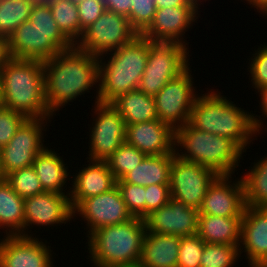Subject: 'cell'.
I'll list each match as a JSON object with an SVG mask.
<instances>
[{
  "instance_id": "6da1fadb",
  "label": "cell",
  "mask_w": 267,
  "mask_h": 267,
  "mask_svg": "<svg viewBox=\"0 0 267 267\" xmlns=\"http://www.w3.org/2000/svg\"><path fill=\"white\" fill-rule=\"evenodd\" d=\"M45 100L49 111L55 116L76 98L90 90L96 91L98 101L99 60L95 55L83 52L75 46L62 51L43 62ZM96 86V87H95ZM96 88V90L94 89ZM80 95V97H79Z\"/></svg>"
},
{
  "instance_id": "7a4b0ae2",
  "label": "cell",
  "mask_w": 267,
  "mask_h": 267,
  "mask_svg": "<svg viewBox=\"0 0 267 267\" xmlns=\"http://www.w3.org/2000/svg\"><path fill=\"white\" fill-rule=\"evenodd\" d=\"M209 90L204 94L202 90L196 98L188 123L200 131L231 139L246 153L259 136L253 113L238 107L218 89Z\"/></svg>"
},
{
  "instance_id": "3957f363",
  "label": "cell",
  "mask_w": 267,
  "mask_h": 267,
  "mask_svg": "<svg viewBox=\"0 0 267 267\" xmlns=\"http://www.w3.org/2000/svg\"><path fill=\"white\" fill-rule=\"evenodd\" d=\"M2 106L27 119H54L45 100L43 62L11 58L0 72Z\"/></svg>"
},
{
  "instance_id": "277c9868",
  "label": "cell",
  "mask_w": 267,
  "mask_h": 267,
  "mask_svg": "<svg viewBox=\"0 0 267 267\" xmlns=\"http://www.w3.org/2000/svg\"><path fill=\"white\" fill-rule=\"evenodd\" d=\"M106 54L98 57L99 103H111L118 96L138 89L149 54V39L138 34L130 43Z\"/></svg>"
},
{
  "instance_id": "5b68a950",
  "label": "cell",
  "mask_w": 267,
  "mask_h": 267,
  "mask_svg": "<svg viewBox=\"0 0 267 267\" xmlns=\"http://www.w3.org/2000/svg\"><path fill=\"white\" fill-rule=\"evenodd\" d=\"M145 233L144 219L139 217L98 228L86 239L90 266L137 267Z\"/></svg>"
},
{
  "instance_id": "8992f818",
  "label": "cell",
  "mask_w": 267,
  "mask_h": 267,
  "mask_svg": "<svg viewBox=\"0 0 267 267\" xmlns=\"http://www.w3.org/2000/svg\"><path fill=\"white\" fill-rule=\"evenodd\" d=\"M175 154L214 170L218 175H234L244 151L231 139L200 131L189 123L175 130Z\"/></svg>"
},
{
  "instance_id": "52a82bcc",
  "label": "cell",
  "mask_w": 267,
  "mask_h": 267,
  "mask_svg": "<svg viewBox=\"0 0 267 267\" xmlns=\"http://www.w3.org/2000/svg\"><path fill=\"white\" fill-rule=\"evenodd\" d=\"M188 49L180 42L149 39V54L138 89L146 95L155 96L190 66Z\"/></svg>"
},
{
  "instance_id": "ba28073f",
  "label": "cell",
  "mask_w": 267,
  "mask_h": 267,
  "mask_svg": "<svg viewBox=\"0 0 267 267\" xmlns=\"http://www.w3.org/2000/svg\"><path fill=\"white\" fill-rule=\"evenodd\" d=\"M11 58L46 61L74 44L61 32L37 29L30 20L8 37Z\"/></svg>"
},
{
  "instance_id": "9c48e42d",
  "label": "cell",
  "mask_w": 267,
  "mask_h": 267,
  "mask_svg": "<svg viewBox=\"0 0 267 267\" xmlns=\"http://www.w3.org/2000/svg\"><path fill=\"white\" fill-rule=\"evenodd\" d=\"M193 79L189 66L154 96L158 120L174 131L189 122L195 100L201 94L196 90Z\"/></svg>"
},
{
  "instance_id": "30bf717a",
  "label": "cell",
  "mask_w": 267,
  "mask_h": 267,
  "mask_svg": "<svg viewBox=\"0 0 267 267\" xmlns=\"http://www.w3.org/2000/svg\"><path fill=\"white\" fill-rule=\"evenodd\" d=\"M138 33L124 15L105 10L101 16L83 31L74 45L83 52L99 57L130 43Z\"/></svg>"
},
{
  "instance_id": "8fae6325",
  "label": "cell",
  "mask_w": 267,
  "mask_h": 267,
  "mask_svg": "<svg viewBox=\"0 0 267 267\" xmlns=\"http://www.w3.org/2000/svg\"><path fill=\"white\" fill-rule=\"evenodd\" d=\"M94 111L89 125V151L86 159L105 161L126 139V123L110 103H92ZM96 117V118H95Z\"/></svg>"
},
{
  "instance_id": "7c38bea8",
  "label": "cell",
  "mask_w": 267,
  "mask_h": 267,
  "mask_svg": "<svg viewBox=\"0 0 267 267\" xmlns=\"http://www.w3.org/2000/svg\"><path fill=\"white\" fill-rule=\"evenodd\" d=\"M51 121L26 119L22 123L12 139L1 148L2 179L15 170L33 165L36 156L46 147L44 138Z\"/></svg>"
},
{
  "instance_id": "4fadbf2b",
  "label": "cell",
  "mask_w": 267,
  "mask_h": 267,
  "mask_svg": "<svg viewBox=\"0 0 267 267\" xmlns=\"http://www.w3.org/2000/svg\"><path fill=\"white\" fill-rule=\"evenodd\" d=\"M217 176L211 168L175 155L170 169V195L187 207L198 210L209 185Z\"/></svg>"
},
{
  "instance_id": "5bb4252c",
  "label": "cell",
  "mask_w": 267,
  "mask_h": 267,
  "mask_svg": "<svg viewBox=\"0 0 267 267\" xmlns=\"http://www.w3.org/2000/svg\"><path fill=\"white\" fill-rule=\"evenodd\" d=\"M81 217L86 223L88 237L98 228L116 225L132 219L117 185L111 190L82 200L73 209V219Z\"/></svg>"
},
{
  "instance_id": "9a60e30c",
  "label": "cell",
  "mask_w": 267,
  "mask_h": 267,
  "mask_svg": "<svg viewBox=\"0 0 267 267\" xmlns=\"http://www.w3.org/2000/svg\"><path fill=\"white\" fill-rule=\"evenodd\" d=\"M73 220V209L69 195L55 192H43L24 198V236H34L33 226L38 229H51ZM33 225V226H32ZM31 226V227H30ZM32 231V232H31ZM31 233V234H30Z\"/></svg>"
},
{
  "instance_id": "2e32d148",
  "label": "cell",
  "mask_w": 267,
  "mask_h": 267,
  "mask_svg": "<svg viewBox=\"0 0 267 267\" xmlns=\"http://www.w3.org/2000/svg\"><path fill=\"white\" fill-rule=\"evenodd\" d=\"M0 267H54V252L39 236L2 235ZM44 240V242H43Z\"/></svg>"
},
{
  "instance_id": "e0dca14e",
  "label": "cell",
  "mask_w": 267,
  "mask_h": 267,
  "mask_svg": "<svg viewBox=\"0 0 267 267\" xmlns=\"http://www.w3.org/2000/svg\"><path fill=\"white\" fill-rule=\"evenodd\" d=\"M233 179L232 175H218L214 179L198 209L199 214L243 217L244 187L240 177Z\"/></svg>"
},
{
  "instance_id": "ac0fdd59",
  "label": "cell",
  "mask_w": 267,
  "mask_h": 267,
  "mask_svg": "<svg viewBox=\"0 0 267 267\" xmlns=\"http://www.w3.org/2000/svg\"><path fill=\"white\" fill-rule=\"evenodd\" d=\"M199 9L200 6L157 8L152 23L141 35L150 40L180 42L189 47L183 36L197 23L201 15Z\"/></svg>"
},
{
  "instance_id": "d6986e66",
  "label": "cell",
  "mask_w": 267,
  "mask_h": 267,
  "mask_svg": "<svg viewBox=\"0 0 267 267\" xmlns=\"http://www.w3.org/2000/svg\"><path fill=\"white\" fill-rule=\"evenodd\" d=\"M198 217L197 209L170 197L167 204L147 215L144 222L148 232L184 237L197 234Z\"/></svg>"
},
{
  "instance_id": "ffe728a7",
  "label": "cell",
  "mask_w": 267,
  "mask_h": 267,
  "mask_svg": "<svg viewBox=\"0 0 267 267\" xmlns=\"http://www.w3.org/2000/svg\"><path fill=\"white\" fill-rule=\"evenodd\" d=\"M242 253H245L249 267H261L267 262V207H245L241 222L240 258Z\"/></svg>"
},
{
  "instance_id": "44dd1931",
  "label": "cell",
  "mask_w": 267,
  "mask_h": 267,
  "mask_svg": "<svg viewBox=\"0 0 267 267\" xmlns=\"http://www.w3.org/2000/svg\"><path fill=\"white\" fill-rule=\"evenodd\" d=\"M87 163L89 164L86 165L85 161L83 167L74 170L76 173H71L73 175L69 197L72 209L86 198L111 190L117 183L106 161L87 159Z\"/></svg>"
},
{
  "instance_id": "7402d4cb",
  "label": "cell",
  "mask_w": 267,
  "mask_h": 267,
  "mask_svg": "<svg viewBox=\"0 0 267 267\" xmlns=\"http://www.w3.org/2000/svg\"><path fill=\"white\" fill-rule=\"evenodd\" d=\"M175 131L159 120L126 125L125 142L146 155L175 153Z\"/></svg>"
},
{
  "instance_id": "603a6c76",
  "label": "cell",
  "mask_w": 267,
  "mask_h": 267,
  "mask_svg": "<svg viewBox=\"0 0 267 267\" xmlns=\"http://www.w3.org/2000/svg\"><path fill=\"white\" fill-rule=\"evenodd\" d=\"M63 157L55 149L46 146L34 159L32 166L45 192L70 195L71 186H67L70 184L68 180L71 181V171L68 169L70 164L65 163Z\"/></svg>"
},
{
  "instance_id": "cb8c5ba5",
  "label": "cell",
  "mask_w": 267,
  "mask_h": 267,
  "mask_svg": "<svg viewBox=\"0 0 267 267\" xmlns=\"http://www.w3.org/2000/svg\"><path fill=\"white\" fill-rule=\"evenodd\" d=\"M180 237L146 231L138 267H177Z\"/></svg>"
},
{
  "instance_id": "d4e9b609",
  "label": "cell",
  "mask_w": 267,
  "mask_h": 267,
  "mask_svg": "<svg viewBox=\"0 0 267 267\" xmlns=\"http://www.w3.org/2000/svg\"><path fill=\"white\" fill-rule=\"evenodd\" d=\"M242 217L199 214L197 235L205 243L239 246Z\"/></svg>"
},
{
  "instance_id": "484cf974",
  "label": "cell",
  "mask_w": 267,
  "mask_h": 267,
  "mask_svg": "<svg viewBox=\"0 0 267 267\" xmlns=\"http://www.w3.org/2000/svg\"><path fill=\"white\" fill-rule=\"evenodd\" d=\"M175 155V153L147 155L117 183H131L143 187L152 184H170V169Z\"/></svg>"
},
{
  "instance_id": "4316f807",
  "label": "cell",
  "mask_w": 267,
  "mask_h": 267,
  "mask_svg": "<svg viewBox=\"0 0 267 267\" xmlns=\"http://www.w3.org/2000/svg\"><path fill=\"white\" fill-rule=\"evenodd\" d=\"M110 104L120 113L126 125L158 120L154 96L139 89L118 96Z\"/></svg>"
},
{
  "instance_id": "83f0119b",
  "label": "cell",
  "mask_w": 267,
  "mask_h": 267,
  "mask_svg": "<svg viewBox=\"0 0 267 267\" xmlns=\"http://www.w3.org/2000/svg\"><path fill=\"white\" fill-rule=\"evenodd\" d=\"M0 229L4 235H24V198L0 179Z\"/></svg>"
},
{
  "instance_id": "f1b7e54d",
  "label": "cell",
  "mask_w": 267,
  "mask_h": 267,
  "mask_svg": "<svg viewBox=\"0 0 267 267\" xmlns=\"http://www.w3.org/2000/svg\"><path fill=\"white\" fill-rule=\"evenodd\" d=\"M261 157L240 175L245 204L249 207H267V154Z\"/></svg>"
},
{
  "instance_id": "f546056e",
  "label": "cell",
  "mask_w": 267,
  "mask_h": 267,
  "mask_svg": "<svg viewBox=\"0 0 267 267\" xmlns=\"http://www.w3.org/2000/svg\"><path fill=\"white\" fill-rule=\"evenodd\" d=\"M61 32L75 45L81 38L76 0H44Z\"/></svg>"
},
{
  "instance_id": "4dcf8cb0",
  "label": "cell",
  "mask_w": 267,
  "mask_h": 267,
  "mask_svg": "<svg viewBox=\"0 0 267 267\" xmlns=\"http://www.w3.org/2000/svg\"><path fill=\"white\" fill-rule=\"evenodd\" d=\"M37 0H0V36L8 38L22 23L28 21Z\"/></svg>"
},
{
  "instance_id": "1f68e13d",
  "label": "cell",
  "mask_w": 267,
  "mask_h": 267,
  "mask_svg": "<svg viewBox=\"0 0 267 267\" xmlns=\"http://www.w3.org/2000/svg\"><path fill=\"white\" fill-rule=\"evenodd\" d=\"M146 156L145 153L139 151L136 147L124 142L105 161L116 181H119L140 164Z\"/></svg>"
},
{
  "instance_id": "d6a6232c",
  "label": "cell",
  "mask_w": 267,
  "mask_h": 267,
  "mask_svg": "<svg viewBox=\"0 0 267 267\" xmlns=\"http://www.w3.org/2000/svg\"><path fill=\"white\" fill-rule=\"evenodd\" d=\"M239 259V246L205 243L200 267H234Z\"/></svg>"
},
{
  "instance_id": "836d02e7",
  "label": "cell",
  "mask_w": 267,
  "mask_h": 267,
  "mask_svg": "<svg viewBox=\"0 0 267 267\" xmlns=\"http://www.w3.org/2000/svg\"><path fill=\"white\" fill-rule=\"evenodd\" d=\"M5 180L22 198L45 192L33 166L25 167L9 173Z\"/></svg>"
},
{
  "instance_id": "e575fe53",
  "label": "cell",
  "mask_w": 267,
  "mask_h": 267,
  "mask_svg": "<svg viewBox=\"0 0 267 267\" xmlns=\"http://www.w3.org/2000/svg\"><path fill=\"white\" fill-rule=\"evenodd\" d=\"M204 245L197 234L180 237L177 267H200Z\"/></svg>"
},
{
  "instance_id": "d590c367",
  "label": "cell",
  "mask_w": 267,
  "mask_h": 267,
  "mask_svg": "<svg viewBox=\"0 0 267 267\" xmlns=\"http://www.w3.org/2000/svg\"><path fill=\"white\" fill-rule=\"evenodd\" d=\"M255 51V52H254ZM249 81L255 92L267 87V43L260 44L258 49L253 50V54L248 59Z\"/></svg>"
},
{
  "instance_id": "8d00e7d4",
  "label": "cell",
  "mask_w": 267,
  "mask_h": 267,
  "mask_svg": "<svg viewBox=\"0 0 267 267\" xmlns=\"http://www.w3.org/2000/svg\"><path fill=\"white\" fill-rule=\"evenodd\" d=\"M156 9L155 0H132L128 17L131 27L141 35L152 23Z\"/></svg>"
},
{
  "instance_id": "74e56055",
  "label": "cell",
  "mask_w": 267,
  "mask_h": 267,
  "mask_svg": "<svg viewBox=\"0 0 267 267\" xmlns=\"http://www.w3.org/2000/svg\"><path fill=\"white\" fill-rule=\"evenodd\" d=\"M128 211L133 217L145 218V187L131 183H116Z\"/></svg>"
},
{
  "instance_id": "f35d334b",
  "label": "cell",
  "mask_w": 267,
  "mask_h": 267,
  "mask_svg": "<svg viewBox=\"0 0 267 267\" xmlns=\"http://www.w3.org/2000/svg\"><path fill=\"white\" fill-rule=\"evenodd\" d=\"M26 119L23 114L0 106V148L12 139L17 129Z\"/></svg>"
},
{
  "instance_id": "ab89813d",
  "label": "cell",
  "mask_w": 267,
  "mask_h": 267,
  "mask_svg": "<svg viewBox=\"0 0 267 267\" xmlns=\"http://www.w3.org/2000/svg\"><path fill=\"white\" fill-rule=\"evenodd\" d=\"M76 5L82 36L83 31L93 24L106 10V6L103 0H76Z\"/></svg>"
},
{
  "instance_id": "60d3db41",
  "label": "cell",
  "mask_w": 267,
  "mask_h": 267,
  "mask_svg": "<svg viewBox=\"0 0 267 267\" xmlns=\"http://www.w3.org/2000/svg\"><path fill=\"white\" fill-rule=\"evenodd\" d=\"M170 184H152L145 187V217L167 204L170 195Z\"/></svg>"
},
{
  "instance_id": "b9f144b4",
  "label": "cell",
  "mask_w": 267,
  "mask_h": 267,
  "mask_svg": "<svg viewBox=\"0 0 267 267\" xmlns=\"http://www.w3.org/2000/svg\"><path fill=\"white\" fill-rule=\"evenodd\" d=\"M29 20L37 29L61 31L52 16L49 5L44 0L35 2Z\"/></svg>"
},
{
  "instance_id": "7bdbcfd3",
  "label": "cell",
  "mask_w": 267,
  "mask_h": 267,
  "mask_svg": "<svg viewBox=\"0 0 267 267\" xmlns=\"http://www.w3.org/2000/svg\"><path fill=\"white\" fill-rule=\"evenodd\" d=\"M258 94V97H260L259 101V109L261 110L259 113H262L261 115H255L252 114L253 123L255 128L259 131L262 126H264V121L267 119V87L263 89H259L256 91ZM264 116V117H261Z\"/></svg>"
},
{
  "instance_id": "ee69618b",
  "label": "cell",
  "mask_w": 267,
  "mask_h": 267,
  "mask_svg": "<svg viewBox=\"0 0 267 267\" xmlns=\"http://www.w3.org/2000/svg\"><path fill=\"white\" fill-rule=\"evenodd\" d=\"M106 10L129 17L132 0H103Z\"/></svg>"
},
{
  "instance_id": "f6af8a7d",
  "label": "cell",
  "mask_w": 267,
  "mask_h": 267,
  "mask_svg": "<svg viewBox=\"0 0 267 267\" xmlns=\"http://www.w3.org/2000/svg\"><path fill=\"white\" fill-rule=\"evenodd\" d=\"M156 8L178 7V6H200L198 0H155Z\"/></svg>"
},
{
  "instance_id": "bcb514c9",
  "label": "cell",
  "mask_w": 267,
  "mask_h": 267,
  "mask_svg": "<svg viewBox=\"0 0 267 267\" xmlns=\"http://www.w3.org/2000/svg\"><path fill=\"white\" fill-rule=\"evenodd\" d=\"M10 59L11 55L9 52L8 38L0 36V72Z\"/></svg>"
},
{
  "instance_id": "7dc6e473",
  "label": "cell",
  "mask_w": 267,
  "mask_h": 267,
  "mask_svg": "<svg viewBox=\"0 0 267 267\" xmlns=\"http://www.w3.org/2000/svg\"><path fill=\"white\" fill-rule=\"evenodd\" d=\"M246 1L251 7H254L255 11L257 10L258 13H261L263 9L267 7V0H241Z\"/></svg>"
},
{
  "instance_id": "c3c4849f",
  "label": "cell",
  "mask_w": 267,
  "mask_h": 267,
  "mask_svg": "<svg viewBox=\"0 0 267 267\" xmlns=\"http://www.w3.org/2000/svg\"><path fill=\"white\" fill-rule=\"evenodd\" d=\"M266 125H267V123H266ZM266 125L261 127V129L258 131V135H260V134L263 135L262 132H267V126ZM263 129H264V131H263Z\"/></svg>"
},
{
  "instance_id": "681fc988",
  "label": "cell",
  "mask_w": 267,
  "mask_h": 267,
  "mask_svg": "<svg viewBox=\"0 0 267 267\" xmlns=\"http://www.w3.org/2000/svg\"><path fill=\"white\" fill-rule=\"evenodd\" d=\"M259 15H263L267 19V7Z\"/></svg>"
},
{
  "instance_id": "f907efd6",
  "label": "cell",
  "mask_w": 267,
  "mask_h": 267,
  "mask_svg": "<svg viewBox=\"0 0 267 267\" xmlns=\"http://www.w3.org/2000/svg\"><path fill=\"white\" fill-rule=\"evenodd\" d=\"M0 179H2L1 148H0Z\"/></svg>"
},
{
  "instance_id": "816d5d0a",
  "label": "cell",
  "mask_w": 267,
  "mask_h": 267,
  "mask_svg": "<svg viewBox=\"0 0 267 267\" xmlns=\"http://www.w3.org/2000/svg\"><path fill=\"white\" fill-rule=\"evenodd\" d=\"M198 1L203 5L202 2H203V1L206 2V1H208V0H198Z\"/></svg>"
},
{
  "instance_id": "f5cc1de1",
  "label": "cell",
  "mask_w": 267,
  "mask_h": 267,
  "mask_svg": "<svg viewBox=\"0 0 267 267\" xmlns=\"http://www.w3.org/2000/svg\"><path fill=\"white\" fill-rule=\"evenodd\" d=\"M0 106H2V102H1V91H0Z\"/></svg>"
},
{
  "instance_id": "db71d44e",
  "label": "cell",
  "mask_w": 267,
  "mask_h": 267,
  "mask_svg": "<svg viewBox=\"0 0 267 267\" xmlns=\"http://www.w3.org/2000/svg\"><path fill=\"white\" fill-rule=\"evenodd\" d=\"M261 267H267V262L264 265H262Z\"/></svg>"
}]
</instances>
